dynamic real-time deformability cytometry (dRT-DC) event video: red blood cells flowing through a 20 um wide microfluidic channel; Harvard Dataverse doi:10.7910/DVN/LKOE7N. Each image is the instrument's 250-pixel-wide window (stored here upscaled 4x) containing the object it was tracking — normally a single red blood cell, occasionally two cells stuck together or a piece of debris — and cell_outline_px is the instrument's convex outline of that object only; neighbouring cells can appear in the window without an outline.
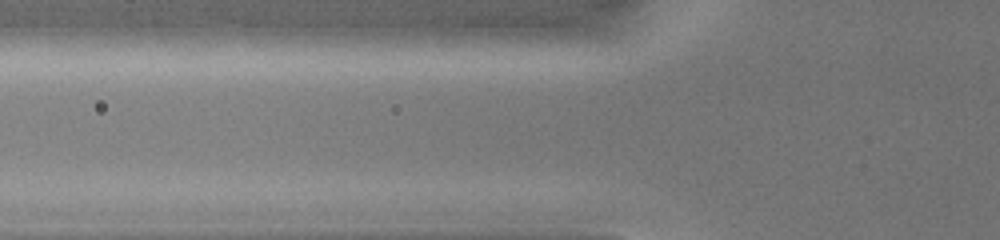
{"species": "common noctule bat (a hibernating species)", "species_latin": "Nyctalus noctula", "temperature_condition": "warm", "stored_images_in_passage": 2, "camera_frame_rate_fps": 3000, "um_per_image_px": 0.085, "animal": {"sex": "female", "body_mass_g": 19.0, "forearm_length_mm": 51.5}, "frame": {"image": 1, "passage_image": 2, "time_ms": 0.333, "image_size_px": [1000, 240], "cell_outline_px": [[612, 40], [604, 44], [548, 48], [416, 52], [400, 48], [396, 44], [412, 32], [424, 24], [580, 24], [612, 36]], "centroid_in_image_um": [42.49, 3.15], "position_along_channel_um": 83.3, "area_um2": 35.03}}